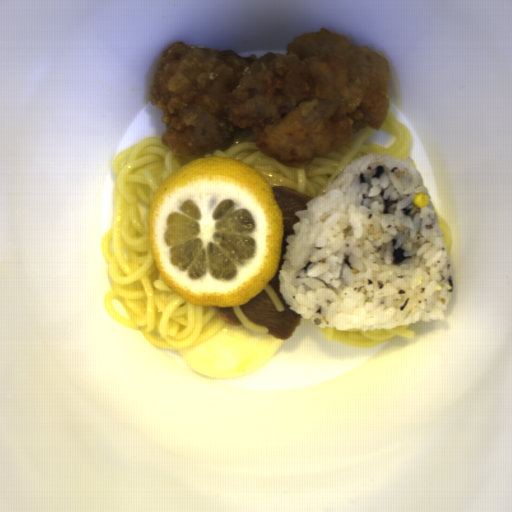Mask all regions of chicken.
Returning a JSON list of instances; mask_svg holds the SVG:
<instances>
[{
    "label": "chicken",
    "instance_id": "chicken-1",
    "mask_svg": "<svg viewBox=\"0 0 512 512\" xmlns=\"http://www.w3.org/2000/svg\"><path fill=\"white\" fill-rule=\"evenodd\" d=\"M149 98L162 111L161 145L178 154L200 156L251 130L265 156L301 169L361 128L381 129L391 101L385 56L326 27L260 56L175 42Z\"/></svg>",
    "mask_w": 512,
    "mask_h": 512
}]
</instances>
